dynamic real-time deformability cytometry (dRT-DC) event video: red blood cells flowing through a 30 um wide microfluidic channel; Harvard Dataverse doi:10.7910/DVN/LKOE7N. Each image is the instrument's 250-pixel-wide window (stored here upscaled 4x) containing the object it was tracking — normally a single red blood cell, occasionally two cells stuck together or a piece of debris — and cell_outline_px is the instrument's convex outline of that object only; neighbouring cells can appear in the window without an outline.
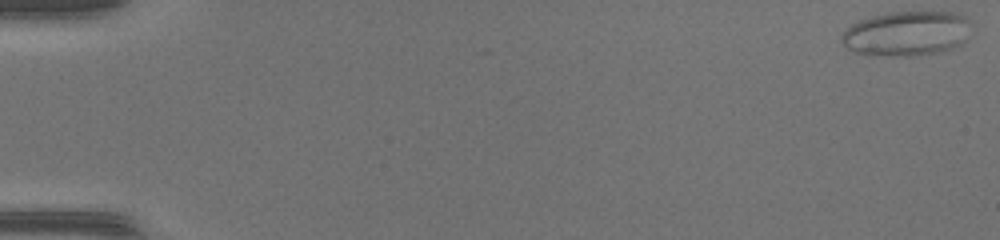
{"species": "common noctule bat (a hibernating species)", "species_latin": "Nyctalus noctula", "temperature_condition": "warm", "stored_images_in_passage": 13, "camera_frame_rate_fps": 3000, "um_per_image_px": 0.085, "animal": {"sex": "female", "body_mass_g": 17.0, "forearm_length_mm": 48.0}, "frame": {"image": 1, "passage_image": 1, "time_ms": 0.0, "image_size_px": [1000, 240], "cell_outline_px": [[972, 24], [964, 40], [960, 44], [952, 48], [936, 52], [916, 56], [888, 56], [852, 52], [840, 40], [840, 36], [852, 24], [860, 20], [872, 16], [888, 12], [956, 12], [968, 16]], "centroid_in_image_um": [77.08, 2.84], "position_along_channel_um": 7.9, "area_um2": 33.93}}